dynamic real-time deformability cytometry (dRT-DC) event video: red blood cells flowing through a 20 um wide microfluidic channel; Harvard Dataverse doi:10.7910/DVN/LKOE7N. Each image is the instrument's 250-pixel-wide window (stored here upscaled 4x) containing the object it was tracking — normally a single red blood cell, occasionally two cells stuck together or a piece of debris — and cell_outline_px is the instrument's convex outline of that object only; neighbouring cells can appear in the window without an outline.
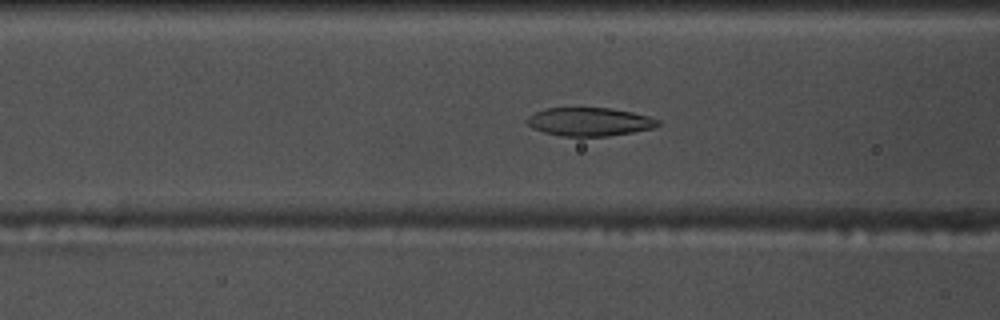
{"species": "common noctule bat (a hibernating species)", "species_latin": "Nyctalus noctula", "temperature_condition": "warm", "stored_images_in_passage": 52, "camera_frame_rate_fps": 3000, "um_per_image_px": 0.085, "animal": {"sex": "male", "body_mass_g": 17.5, "forearm_length_mm": 52.3}, "frame": {"image": 1, "passage_image": 18, "time_ms": 5.667, "image_size_px": [1000, 320], "cell_outline_px": [[660, 124], [652, 128], [632, 132], [608, 136], [560, 136], [544, 132], [532, 128], [524, 120], [528, 116], [544, 108], [612, 108], [632, 112], [648, 116], [660, 120]], "centroid_in_image_um": [50.08, 10.35], "position_along_channel_um": 116.5, "area_um2": 21.68}}
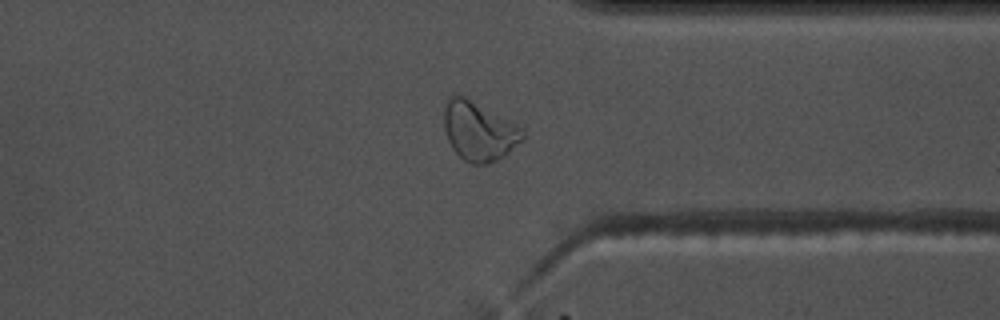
{"frame": {"image": 2, "passage_image": 39, "time_ms": 12.667, "image_size_px": [1000, 320], "cell_outline_px": [[524, 140], [504, 156], [488, 164], [472, 164], [464, 160], [452, 148], [448, 140], [444, 128], [444, 108], [448, 100], [452, 96], [464, 96], [524, 128]], "centroid_in_image_um": [40.73, 11.17], "position_along_channel_um": 370.7, "area_um2": 26.88}}
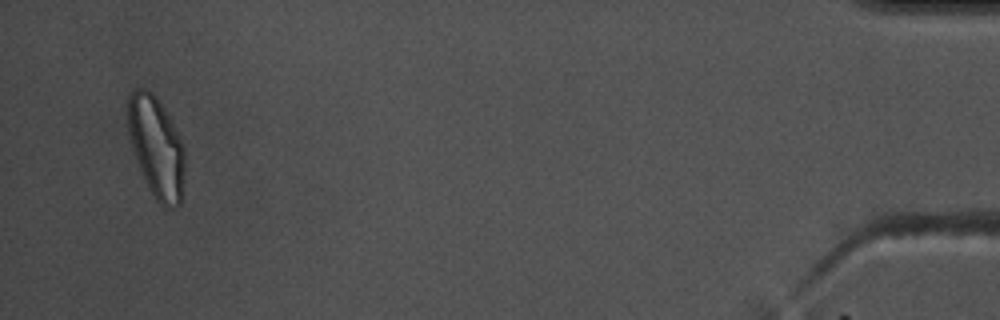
{"frame": {"image": 3, "passage_image": 50, "time_ms": 16.333, "image_size_px": [1000, 320], "cell_outline_px": [[184, 172], [180, 204], [176, 208], [164, 208], [156, 200], [140, 168], [128, 132], [128, 96], [136, 88], [148, 88], [156, 96], [180, 136], [184, 148]], "centroid_in_image_um": [13.3, 12.49], "position_along_channel_um": 421.9, "area_um2": 33.0}, "authors_computed_cell_mechanics": {"area_um2": 23.4379, "velocity_mm_per_s": 3.6738, "shape_relaxation_time_tau1_ms": 5.9524, "shape_relaxation_time_tau2_ms": 1.8754, "deformation_change_tau1": 0.1789, "deformation_change_tau2": 0.0679}}